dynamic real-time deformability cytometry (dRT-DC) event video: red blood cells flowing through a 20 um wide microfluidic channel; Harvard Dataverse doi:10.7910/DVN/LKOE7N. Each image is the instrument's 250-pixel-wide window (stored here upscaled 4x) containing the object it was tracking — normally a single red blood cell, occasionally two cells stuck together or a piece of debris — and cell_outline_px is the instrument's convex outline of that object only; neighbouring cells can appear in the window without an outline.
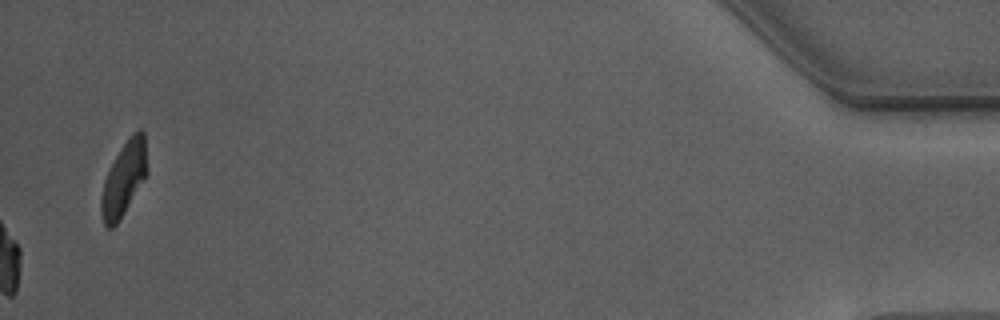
{"species": "Egyptian fruit bat (a non-hibernating species)", "species_latin": "Rousettus aegyptiacus", "temperature_condition": "warm", "stored_images_in_passage": 42, "camera_frame_rate_fps": 3000, "um_per_image_px": 0.085, "animal": {"sex": "male"}, "frame": {"image": 1, "passage_image": 42, "time_ms": 13.667, "image_size_px": [1000, 320], "cell_outline_px": [[148, 172], [144, 180], [124, 212], [116, 224], [112, 228], [108, 228], [104, 224], [100, 212], [100, 200], [104, 180], [120, 148], [132, 132], [140, 128], [144, 132]], "centroid_in_image_um": [10.53, 15.17], "position_along_channel_um": 424.7, "area_um2": 19.71}, "authors_computed_cell_mechanics": {"area_um2": 21.7617, "velocity_mm_per_s": 3.7399, "shape_relaxation_time_tau1_ms": 2.8121, "shape_relaxation_time_tau2_ms": 1.0064, "deformation_change_tau1": 0.162, "deformation_change_tau2": 0.0588}}